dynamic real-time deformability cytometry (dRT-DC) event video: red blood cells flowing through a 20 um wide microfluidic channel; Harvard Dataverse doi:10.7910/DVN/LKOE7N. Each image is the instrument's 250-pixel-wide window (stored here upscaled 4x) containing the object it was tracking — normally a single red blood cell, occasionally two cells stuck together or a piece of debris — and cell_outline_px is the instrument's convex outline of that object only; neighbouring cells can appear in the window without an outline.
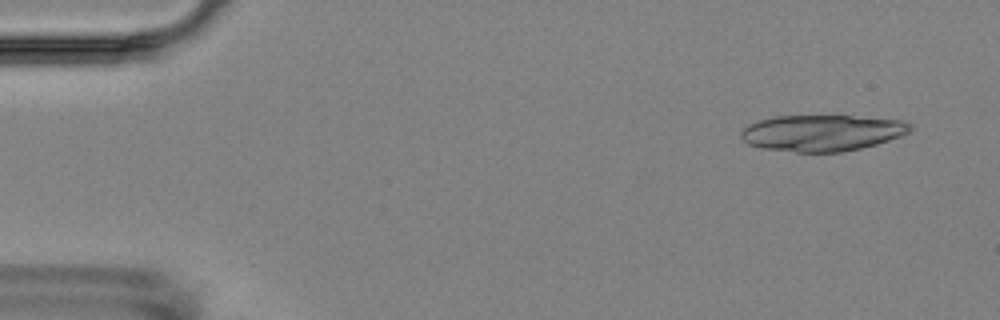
{"species": "Egyptian fruit bat (a non-hibernating species)", "species_latin": "Rousettus aegyptiacus", "temperature_condition": "room temperature", "stored_images_in_passage": 7, "camera_frame_rate_fps": 3000, "um_per_image_px": 0.085, "animal": {"sex": "female"}, "frame": {"image": 1, "passage_image": 1, "time_ms": 0.0, "image_size_px": [1000, 320], "cell_outline_px": [[912, 132], [876, 144], [860, 148], [840, 152], [796, 152], [760, 148], [748, 144], [740, 136], [740, 132], [748, 124], [760, 120], [776, 116], [848, 116], [900, 120], [912, 124]], "centroid_in_image_um": [69.86, 11.3], "position_along_channel_um": 15.1, "area_um2": 35.66}}
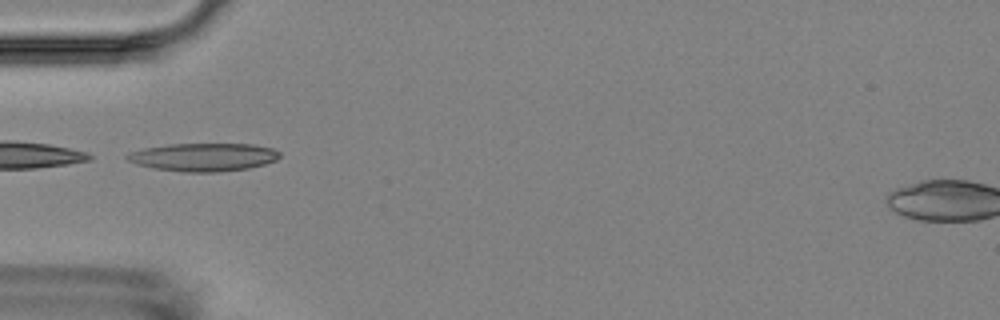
{"frame": {"image": 2, "passage_image": 5, "time_ms": 4.667, "image_size_px": [1000, 320], "cell_outline_px": [[280, 156], [276, 160], [264, 164], [248, 168], [216, 172], [184, 172], [152, 168], [136, 164], [128, 160], [124, 156], [128, 152], [144, 148], [168, 144], [252, 144], [272, 148], [280, 152]], "centroid_in_image_um": [17.26, 13.35], "position_along_channel_um": 67.7, "area_um2": 25.03}}